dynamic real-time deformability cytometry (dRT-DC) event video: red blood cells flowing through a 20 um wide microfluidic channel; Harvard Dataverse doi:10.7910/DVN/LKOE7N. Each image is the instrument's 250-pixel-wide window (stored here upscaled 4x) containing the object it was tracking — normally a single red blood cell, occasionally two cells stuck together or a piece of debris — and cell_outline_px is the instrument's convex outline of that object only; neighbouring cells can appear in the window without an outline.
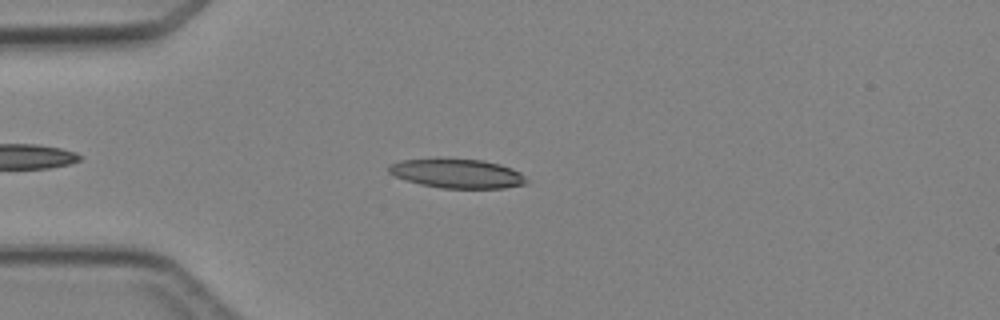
{"species": "Egyptian fruit bat (a non-hibernating species)", "species_latin": "Rousettus aegyptiacus", "temperature_condition": "cold", "stored_images_in_passage": 3, "camera_frame_rate_fps": 3000, "um_per_image_px": 0.085, "animal": {"sex": "female"}, "frame": {"image": 1, "passage_image": 3, "time_ms": 2.333, "image_size_px": [1000, 320], "cell_outline_px": [[528, 184], [504, 188], [440, 188], [420, 184], [396, 176], [388, 172], [388, 164], [400, 160], [436, 156], [484, 160], [500, 164], [512, 168], [520, 172], [528, 180]], "centroid_in_image_um": [38.84, 14.7], "position_along_channel_um": 46.2, "area_um2": 24.28}}